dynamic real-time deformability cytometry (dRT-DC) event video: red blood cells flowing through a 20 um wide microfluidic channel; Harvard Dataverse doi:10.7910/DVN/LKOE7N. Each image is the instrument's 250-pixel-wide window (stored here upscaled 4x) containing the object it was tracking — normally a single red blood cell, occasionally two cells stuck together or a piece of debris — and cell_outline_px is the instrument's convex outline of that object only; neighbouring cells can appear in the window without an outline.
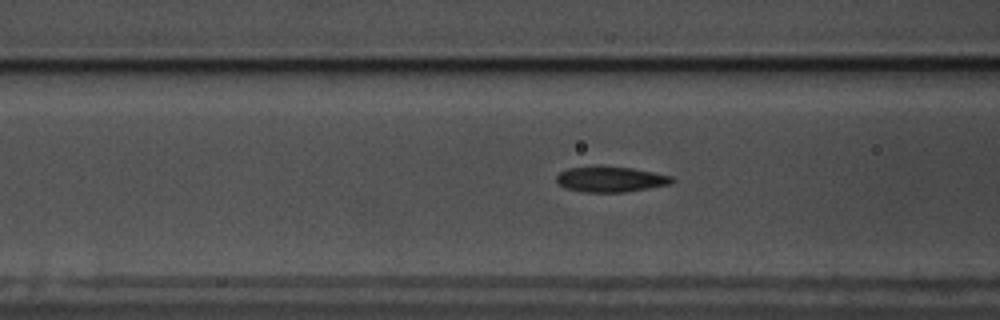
{"species": "common noctule bat (a hibernating species)", "species_latin": "Nyctalus noctula", "temperature_condition": "warm", "stored_images_in_passage": 58, "camera_frame_rate_fps": 3000, "um_per_image_px": 0.085, "animal": {"sex": "male", "body_mass_g": 17.5, "forearm_length_mm": 52.3}, "frame": {"image": 1, "passage_image": 23, "time_ms": 7.333, "image_size_px": [1000, 320], "cell_outline_px": [[676, 180], [668, 184], [648, 188], [624, 192], [584, 192], [564, 188], [556, 180], [556, 176], [560, 172], [568, 168], [632, 168], [672, 176]], "centroid_in_image_um": [51.9, 15.27], "position_along_channel_um": 114.7, "area_um2": 16.53}}
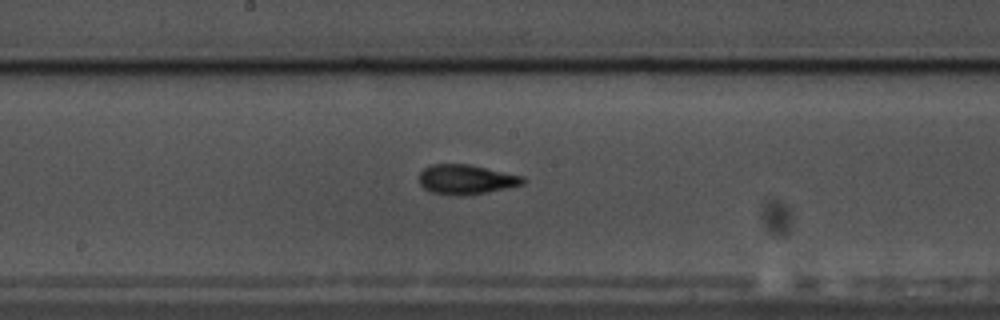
{"frame": {"image": 2, "passage_image": 31, "time_ms": 10.0, "image_size_px": [1000, 320], "cell_outline_px": [[528, 180], [524, 184], [508, 188], [484, 192], [428, 192], [420, 184], [420, 172], [424, 168], [432, 164], [468, 164], [524, 176]], "centroid_in_image_um": [39.67, 15.2], "position_along_channel_um": 208.5, "area_um2": 17.17}}
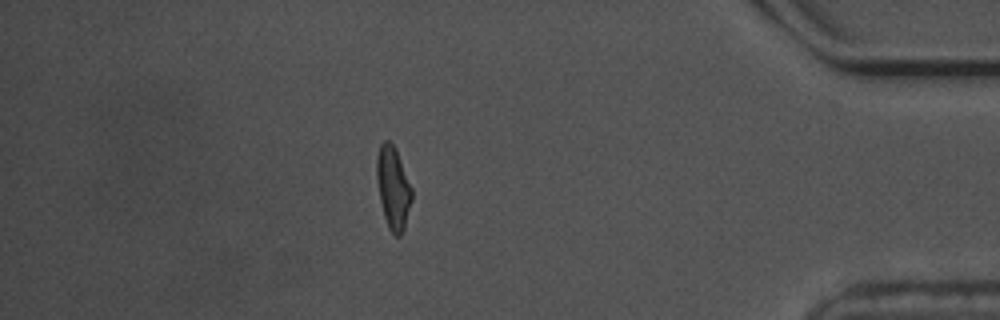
{"frame": {"image": 3, "passage_image": 51, "time_ms": 16.667, "image_size_px": [1000, 320], "cell_outline_px": [[412, 200], [404, 228], [400, 236], [396, 236], [388, 228], [384, 216], [380, 200], [376, 176], [376, 156], [380, 144], [384, 140], [388, 140], [396, 148], [412, 188]], "centroid_in_image_um": [33.41, 15.93], "position_along_channel_um": 401.8, "area_um2": 16.94}, "authors_computed_cell_mechanics": {"area_um2": 16.8487, "velocity_mm_per_s": 3.5348, "shape_relaxation_time_tau1_ms": 6.078, "shape_relaxation_time_tau2_ms": 2.0215, "deformation_change_tau1": 0.177, "deformation_change_tau2": 0.0709}}